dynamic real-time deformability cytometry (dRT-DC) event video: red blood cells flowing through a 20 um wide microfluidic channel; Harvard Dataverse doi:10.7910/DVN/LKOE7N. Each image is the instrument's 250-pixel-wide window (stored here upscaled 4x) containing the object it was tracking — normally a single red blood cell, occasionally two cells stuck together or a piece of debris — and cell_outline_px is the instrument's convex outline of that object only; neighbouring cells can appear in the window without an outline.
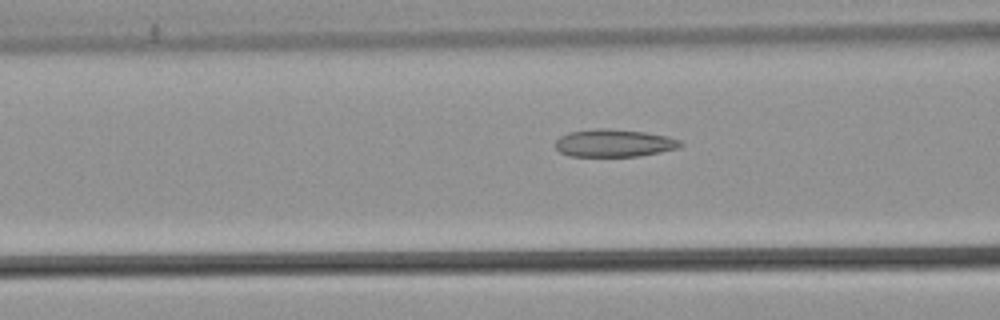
{"species": "common noctule bat (a hibernating species)", "species_latin": "Nyctalus noctula", "temperature_condition": "warm", "stored_images_in_passage": 32, "camera_frame_rate_fps": 3000, "um_per_image_px": 0.085, "animal": {"sex": "male", "body_mass_g": 21.5, "forearm_length_mm": 52.0}, "frame": {"image": 1, "passage_image": 11, "time_ms": 3.333, "image_size_px": [1000, 320], "cell_outline_px": [[684, 144], [680, 148], [640, 156], [568, 156], [560, 152], [556, 148], [556, 140], [560, 136], [568, 132], [592, 128], [608, 128], [644, 132], [668, 136], [680, 140]], "centroid_in_image_um": [52.2, 12.15], "position_along_channel_um": 114.4, "area_um2": 20.35}}
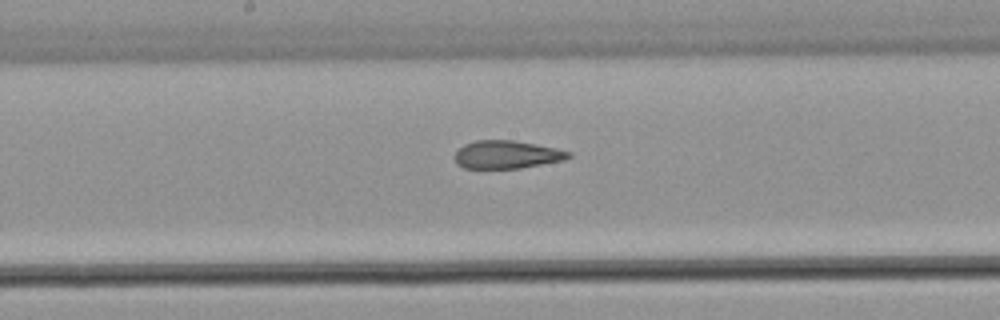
{"frame": {"image": 2, "passage_image": 18, "time_ms": 5.667, "image_size_px": [1000, 320], "cell_outline_px": [[572, 156], [564, 160], [520, 168], [464, 168], [456, 164], [452, 156], [464, 144], [476, 140], [512, 140], [556, 148], [572, 152]], "centroid_in_image_um": [43.05, 13.14], "position_along_channel_um": 205.1, "area_um2": 18.61}}
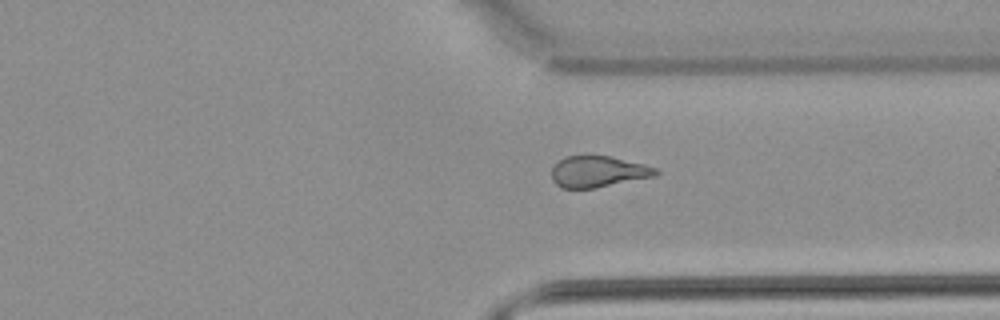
{"frame": {"image": 3, "passage_image": 30, "time_ms": 9.667, "image_size_px": [1000, 320], "cell_outline_px": [[660, 172], [656, 176], [596, 188], [560, 188], [552, 180], [552, 168], [564, 156], [608, 156], [644, 164], [656, 168]], "centroid_in_image_um": [50.85, 14.6], "position_along_channel_um": 360.6, "area_um2": 18.9}}